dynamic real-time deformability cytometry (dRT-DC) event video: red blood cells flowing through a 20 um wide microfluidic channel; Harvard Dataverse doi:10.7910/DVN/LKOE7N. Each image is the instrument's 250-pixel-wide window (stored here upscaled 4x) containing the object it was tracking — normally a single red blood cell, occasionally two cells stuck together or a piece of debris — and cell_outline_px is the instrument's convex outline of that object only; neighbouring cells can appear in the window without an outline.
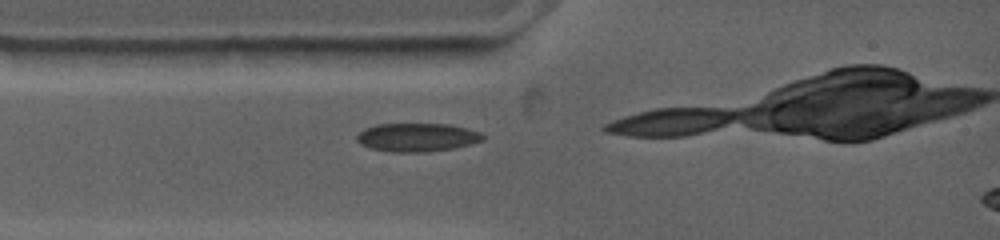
{"species": "common noctule bat (a hibernating species)", "species_latin": "Nyctalus noctula", "temperature_condition": "warm", "stored_images_in_passage": 3, "camera_frame_rate_fps": 4500, "um_per_image_px": 0.085, "animal": {"sex": "female", "body_mass_g": 19.0, "forearm_length_mm": 53.3}, "frame": {"image": 1, "passage_image": 1, "time_ms": 0.0, "image_size_px": [1000, 240], "cell_outline_px": [[484, 140], [456, 148], [420, 152], [392, 152], [372, 148], [360, 144], [356, 140], [356, 136], [364, 128], [376, 124], [452, 124], [480, 132], [484, 136]], "centroid_in_image_um": [35.45, 11.67], "position_along_channel_um": 49.5, "area_um2": 20.92}}